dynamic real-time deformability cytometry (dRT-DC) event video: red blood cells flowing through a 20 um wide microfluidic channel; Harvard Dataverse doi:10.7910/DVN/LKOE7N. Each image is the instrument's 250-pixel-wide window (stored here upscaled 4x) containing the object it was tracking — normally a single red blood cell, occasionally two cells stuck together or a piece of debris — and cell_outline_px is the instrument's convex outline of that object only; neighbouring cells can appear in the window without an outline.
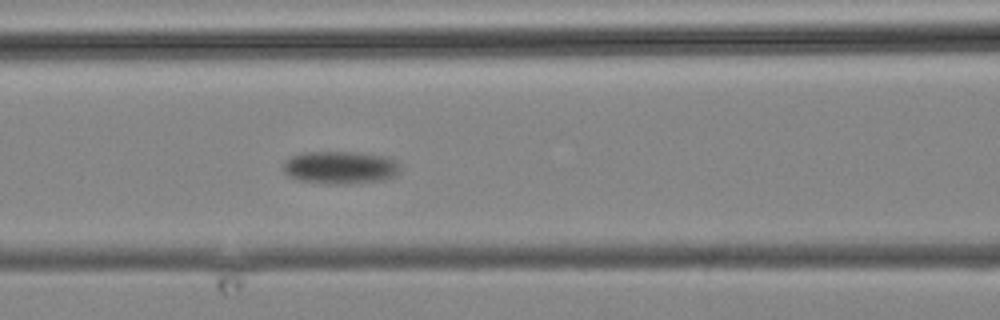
{"species": "common noctule bat (a hibernating species)", "species_latin": "Nyctalus noctula", "temperature_condition": "cold", "stored_images_in_passage": 4, "camera_frame_rate_fps": 3000, "um_per_image_px": 0.085, "animal": {"sex": "male", "body_mass_g": 19.2, "forearm_length_mm": 51.8}, "frame": {"image": 1, "passage_image": 4, "time_ms": 3.667, "image_size_px": [1000, 320], "cell_outline_px": [[400, 168], [396, 176], [384, 180], [344, 184], [328, 184], [296, 180], [288, 176], [284, 172], [284, 160], [300, 152], [356, 152], [388, 156], [396, 160], [400, 164]], "centroid_in_image_um": [28.93, 14.23], "position_along_channel_um": 137.7, "area_um2": 22.72}}